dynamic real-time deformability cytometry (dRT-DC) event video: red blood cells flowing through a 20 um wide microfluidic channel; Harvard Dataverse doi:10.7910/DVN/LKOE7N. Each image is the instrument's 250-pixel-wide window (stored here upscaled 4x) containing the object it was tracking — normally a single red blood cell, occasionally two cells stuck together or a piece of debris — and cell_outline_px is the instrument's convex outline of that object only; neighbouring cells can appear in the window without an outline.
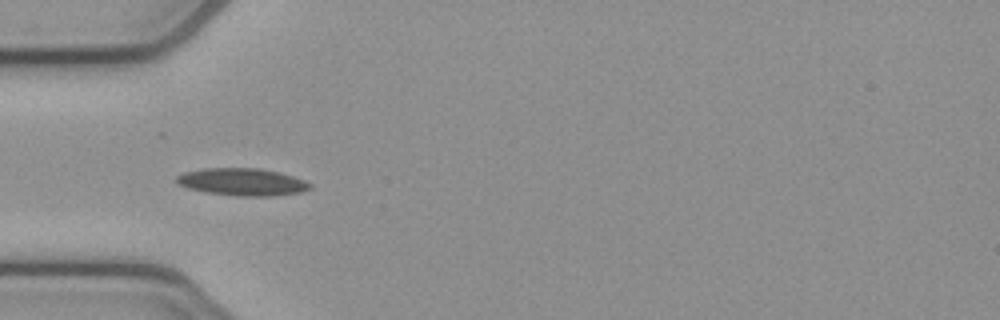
{"species": "common noctule bat (a hibernating species)", "species_latin": "Nyctalus noctula", "temperature_condition": "cold", "stored_images_in_passage": 9, "camera_frame_rate_fps": 3000, "um_per_image_px": 0.085, "animal": {"sex": "female", "body_mass_g": 21.9}, "frame": {"image": 1, "passage_image": 6, "time_ms": 1.667, "image_size_px": [1000, 320], "cell_outline_px": [[312, 188], [300, 192], [272, 196], [240, 196], [204, 192], [188, 188], [176, 184], [176, 176], [184, 172], [204, 168], [260, 168], [280, 172], [304, 180], [312, 184]], "centroid_in_image_um": [20.58, 15.46], "position_along_channel_um": 64.4, "area_um2": 21.39}}